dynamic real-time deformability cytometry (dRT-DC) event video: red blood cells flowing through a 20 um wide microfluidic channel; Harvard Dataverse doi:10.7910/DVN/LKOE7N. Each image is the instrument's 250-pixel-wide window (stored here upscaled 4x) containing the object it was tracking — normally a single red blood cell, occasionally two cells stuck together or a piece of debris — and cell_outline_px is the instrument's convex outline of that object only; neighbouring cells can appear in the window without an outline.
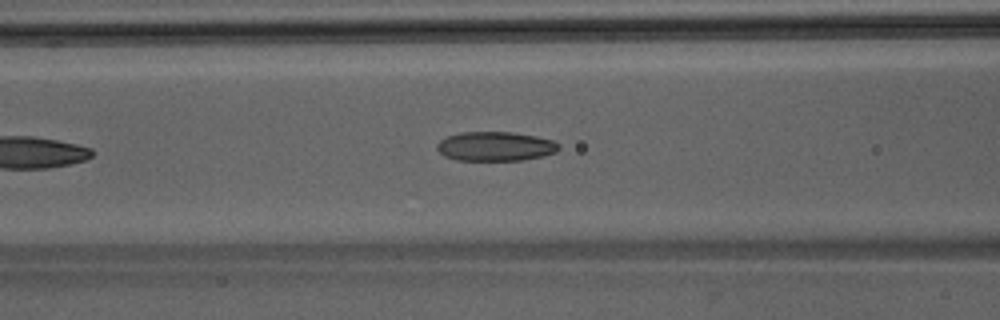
{"species": "Egyptian fruit bat (a non-hibernating species)", "species_latin": "Rousettus aegyptiacus", "temperature_condition": "room temperature", "stored_images_in_passage": 24, "camera_frame_rate_fps": 3000, "um_per_image_px": 0.085, "animal": {"sex": "male"}, "frame": {"image": 1, "passage_image": 8, "time_ms": 2.333, "image_size_px": [1000, 320], "cell_outline_px": [[560, 148], [556, 152], [544, 156], [520, 160], [456, 160], [444, 156], [436, 148], [436, 144], [440, 140], [448, 136], [460, 132], [512, 132], [536, 136], [552, 140], [560, 144]], "centroid_in_image_um": [42.11, 12.44], "position_along_channel_um": 124.5, "area_um2": 20.87}}
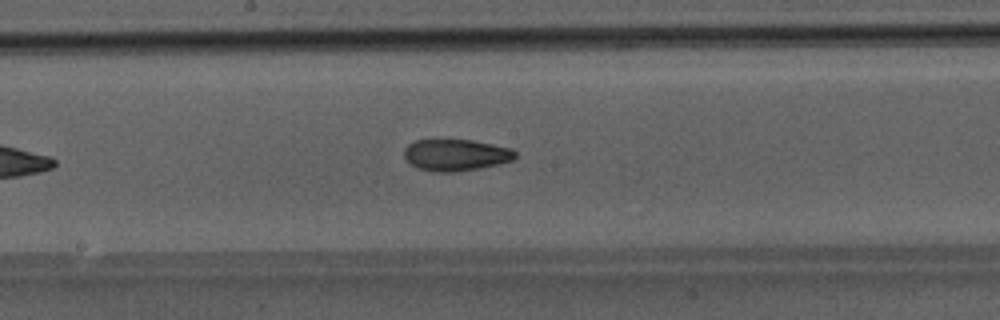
{"frame": {"image": 2, "passage_image": 14, "time_ms": 4.333, "image_size_px": [1000, 320], "cell_outline_px": [[516, 156], [512, 160], [480, 168], [452, 172], [436, 172], [416, 168], [404, 156], [404, 148], [408, 144], [416, 140], [472, 140], [512, 148], [516, 152]], "centroid_in_image_um": [38.73, 13.17], "position_along_channel_um": 209.5, "area_um2": 20.35}}